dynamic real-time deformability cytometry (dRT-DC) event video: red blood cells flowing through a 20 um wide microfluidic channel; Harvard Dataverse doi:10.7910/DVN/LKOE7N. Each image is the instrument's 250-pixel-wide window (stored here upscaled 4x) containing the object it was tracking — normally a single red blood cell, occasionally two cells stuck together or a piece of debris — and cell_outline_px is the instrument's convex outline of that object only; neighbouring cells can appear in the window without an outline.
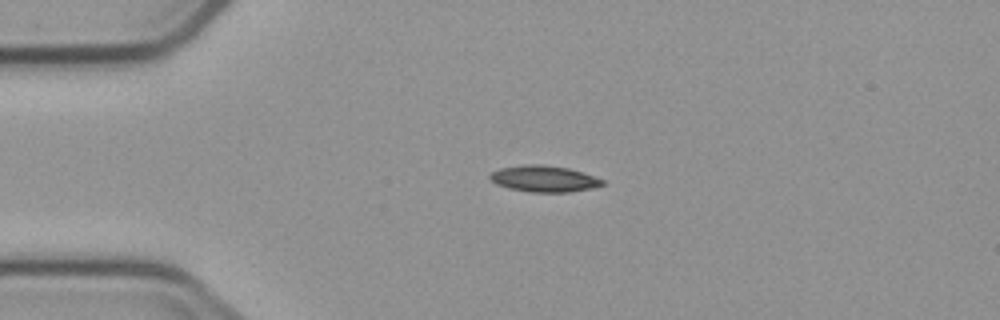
{"species": "common noctule bat (a hibernating species)", "species_latin": "Nyctalus noctula", "temperature_condition": "cold", "stored_images_in_passage": 2, "camera_frame_rate_fps": 3000, "um_per_image_px": 0.085, "animal": {"sex": "male", "body_mass_g": 23.1, "forearm_length_mm": 52.7}, "frame": {"image": 1, "passage_image": 1, "time_ms": 0.0, "image_size_px": [1000, 320], "cell_outline_px": [[604, 184], [592, 188], [568, 192], [528, 192], [508, 188], [496, 184], [488, 180], [488, 176], [492, 172], [500, 168], [532, 164], [540, 164], [568, 168], [584, 172], [604, 180]], "centroid_in_image_um": [46.22, 15.2], "position_along_channel_um": 38.8, "area_um2": 17.28}}